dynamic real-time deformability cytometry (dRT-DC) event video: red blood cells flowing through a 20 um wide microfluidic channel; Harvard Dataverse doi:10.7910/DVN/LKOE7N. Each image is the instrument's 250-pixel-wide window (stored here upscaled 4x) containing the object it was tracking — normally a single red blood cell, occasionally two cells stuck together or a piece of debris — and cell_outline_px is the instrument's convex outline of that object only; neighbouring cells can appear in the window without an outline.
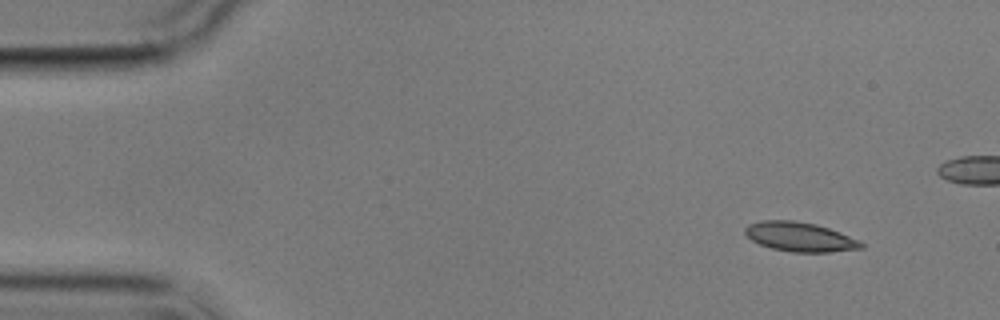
{"species": "common noctule bat (a hibernating species)", "species_latin": "Nyctalus noctula", "temperature_condition": "cold", "stored_images_in_passage": 4, "camera_frame_rate_fps": 3000, "um_per_image_px": 0.085, "animal": {"sex": "male", "body_mass_g": 17.9}, "frame": {"image": 1, "passage_image": 1, "time_ms": 0.0, "image_size_px": [1000, 320], "cell_outline_px": [[864, 248], [828, 252], [792, 252], [772, 248], [760, 244], [752, 240], [744, 232], [744, 228], [748, 224], [760, 220], [792, 220], [816, 224], [840, 232], [860, 240], [864, 244]], "centroid_in_image_um": [67.99, 20.12], "position_along_channel_um": 17.0, "area_um2": 19.88}}